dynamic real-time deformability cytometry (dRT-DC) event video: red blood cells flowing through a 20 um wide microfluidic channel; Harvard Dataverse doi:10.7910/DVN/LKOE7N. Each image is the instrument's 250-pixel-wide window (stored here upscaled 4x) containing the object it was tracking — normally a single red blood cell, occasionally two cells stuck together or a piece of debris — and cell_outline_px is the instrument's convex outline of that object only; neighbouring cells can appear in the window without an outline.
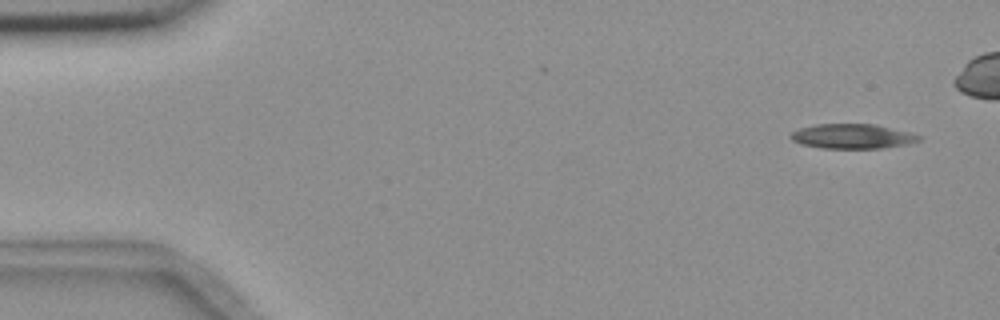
{"species": "common noctule bat (a hibernating species)", "species_latin": "Nyctalus noctula", "temperature_condition": "room temperature", "stored_images_in_passage": 2, "camera_frame_rate_fps": 3000, "um_per_image_px": 0.085, "animal": {"sex": "female", "body_mass_g": 18.4}, "frame": {"image": 1, "passage_image": 2, "time_ms": 1.0, "image_size_px": [1000, 320], "cell_outline_px": [[924, 136], [920, 140], [908, 144], [880, 148], [820, 148], [800, 144], [792, 140], [788, 136], [792, 132], [800, 128], [816, 124], [876, 124]], "centroid_in_image_um": [72.44, 11.58], "position_along_channel_um": 12.6, "area_um2": 18.5}}